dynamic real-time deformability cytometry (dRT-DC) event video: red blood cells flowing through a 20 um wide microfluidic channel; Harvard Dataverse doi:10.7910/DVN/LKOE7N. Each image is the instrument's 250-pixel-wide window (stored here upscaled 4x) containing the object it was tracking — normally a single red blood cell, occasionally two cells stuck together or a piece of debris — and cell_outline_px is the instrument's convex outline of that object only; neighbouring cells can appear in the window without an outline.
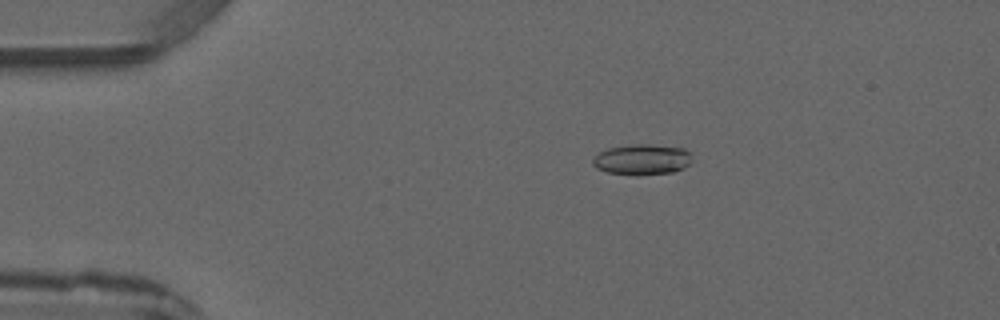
{"species": "common noctule bat (a hibernating species)", "species_latin": "Nyctalus noctula", "temperature_condition": "warm", "stored_images_in_passage": 4, "camera_frame_rate_fps": 3000, "um_per_image_px": 0.085, "animal": {"sex": "male", "forearm_length_mm": 52.5}, "frame": {"image": 1, "passage_image": 2, "time_ms": 1.0, "image_size_px": [1000, 320], "cell_outline_px": [[692, 160], [688, 164], [672, 172], [608, 172], [596, 168], [592, 164], [592, 160], [600, 152], [608, 148], [628, 144], [652, 144], [684, 148], [688, 152]], "centroid_in_image_um": [54.56, 13.49], "position_along_channel_um": 30.4, "area_um2": 16.82}}